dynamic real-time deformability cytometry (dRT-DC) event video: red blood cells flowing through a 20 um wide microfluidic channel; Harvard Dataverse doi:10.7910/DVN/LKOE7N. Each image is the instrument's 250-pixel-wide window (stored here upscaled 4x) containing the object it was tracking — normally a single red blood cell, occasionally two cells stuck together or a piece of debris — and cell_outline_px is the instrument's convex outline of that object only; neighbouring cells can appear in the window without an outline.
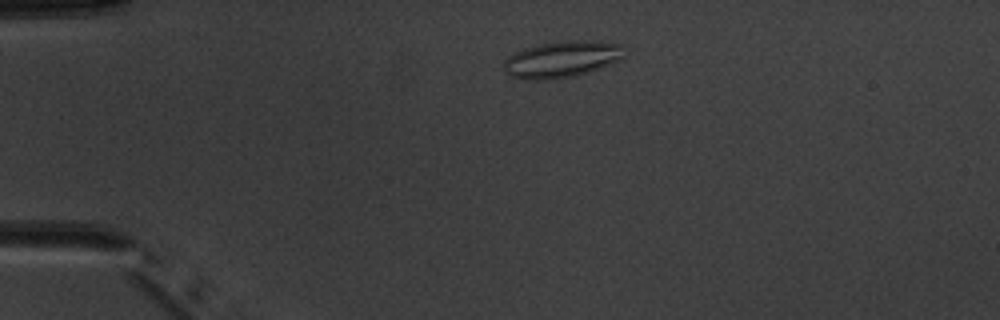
{"species": "common noctule bat (a hibernating species)", "species_latin": "Nyctalus noctula", "temperature_condition": "warm", "stored_images_in_passage": 3, "camera_frame_rate_fps": 3000, "um_per_image_px": 0.085, "animal": {"sex": "male", "body_mass_g": 20.1, "forearm_length_mm": 53.5}, "frame": {"image": 1, "passage_image": 2, "time_ms": 1.0, "image_size_px": [1000, 320], "cell_outline_px": [[628, 52], [624, 56], [608, 64], [588, 72], [572, 76], [548, 80], [524, 80], [512, 76], [504, 72], [504, 60], [512, 52], [524, 48], [540, 44], [568, 40], [588, 40], [624, 44]], "centroid_in_image_um": [47.74, 5.03], "position_along_channel_um": 37.3, "area_um2": 25.84}}